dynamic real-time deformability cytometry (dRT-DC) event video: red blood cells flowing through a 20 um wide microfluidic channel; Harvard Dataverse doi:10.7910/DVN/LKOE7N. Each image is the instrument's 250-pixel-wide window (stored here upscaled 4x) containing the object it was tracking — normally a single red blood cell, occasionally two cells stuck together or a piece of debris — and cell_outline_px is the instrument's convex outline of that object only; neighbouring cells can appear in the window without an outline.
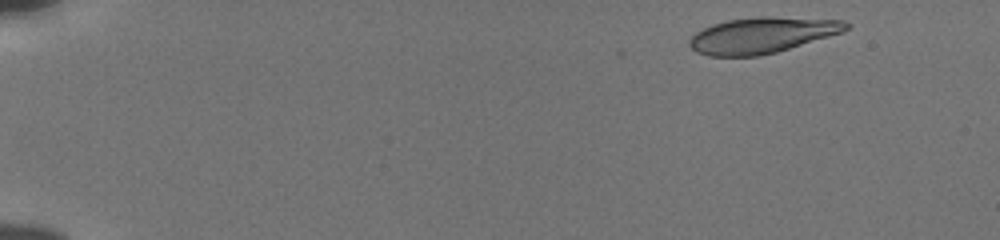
{"species": "human", "species_latin": "Homo sapiens", "temperature_condition": "cold", "stored_images_in_passage": 51, "camera_frame_rate_fps": 3000, "um_per_image_px": 0.085, "donor": {"sex": "male"}, "frame": {"image": 1, "passage_image": 3, "time_ms": 0.667, "image_size_px": [1000, 240], "cell_outline_px": [[852, 24], [848, 28], [840, 32], [828, 36], [776, 52], [760, 56], [708, 56], [696, 52], [688, 44], [688, 40], [696, 32], [712, 24], [728, 20], [760, 16], [768, 16], [844, 20]], "centroid_in_image_um": [64.74, 2.99], "position_along_channel_um": 20.3, "area_um2": 32.6}}
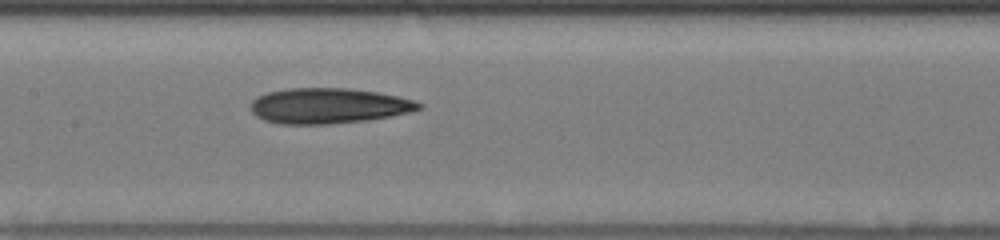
{"frame": {"image": 2, "passage_image": 26, "time_ms": 8.333, "image_size_px": [1000, 240], "cell_outline_px": [[424, 108], [392, 116], [368, 120], [328, 124], [280, 124], [264, 120], [256, 116], [252, 112], [252, 100], [256, 96], [268, 92], [292, 88], [348, 88], [376, 92], [416, 100], [424, 104]], "centroid_in_image_um": [27.95, 9.0], "position_along_channel_um": 179.5, "area_um2": 34.8}}
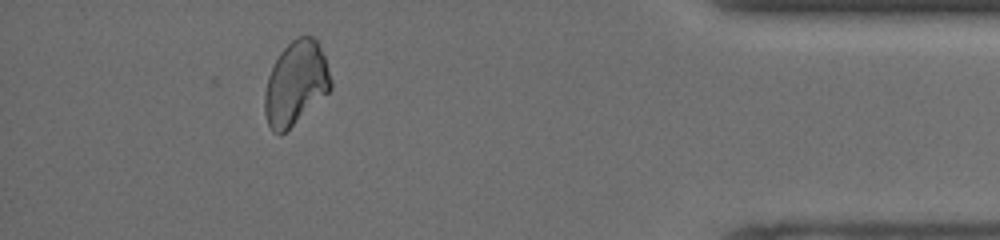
{"frame": {"image": 3, "passage_image": 47, "time_ms": 15.333, "image_size_px": [1000, 240], "cell_outline_px": [[332, 88], [328, 92], [280, 136], [272, 132], [268, 124], [264, 112], [264, 92], [268, 76], [280, 52], [292, 40], [300, 36], [312, 36], [316, 40], [324, 56], [332, 80]], "centroid_in_image_um": [25.12, 7.09], "position_along_channel_um": 410.1, "area_um2": 31.91}}